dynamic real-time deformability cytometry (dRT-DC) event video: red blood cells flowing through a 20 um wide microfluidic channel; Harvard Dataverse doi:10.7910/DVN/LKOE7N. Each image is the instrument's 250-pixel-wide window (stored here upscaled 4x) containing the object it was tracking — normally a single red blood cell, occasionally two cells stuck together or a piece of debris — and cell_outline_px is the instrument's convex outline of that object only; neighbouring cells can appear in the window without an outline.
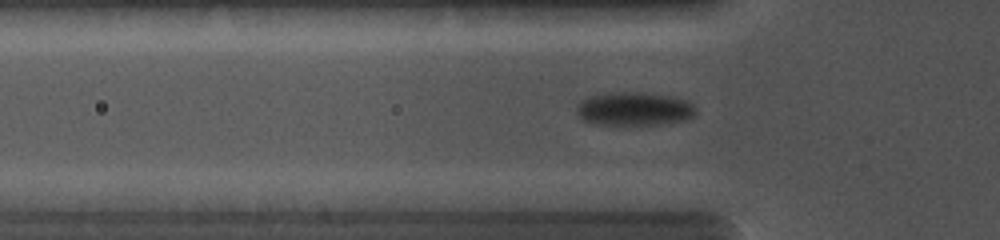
{"species": "common noctule bat (a hibernating species)", "species_latin": "Nyctalus noctula", "temperature_condition": "cold", "stored_images_in_passage": 41, "camera_frame_rate_fps": 5000, "um_per_image_px": 0.085, "animal": {"sex": "female", "body_mass_g": 19.0, "forearm_length_mm": 56.7}, "frame": {"image": 1, "passage_image": 8, "time_ms": 1.8, "image_size_px": [1000, 240], "cell_outline_px": [[696, 116], [688, 120], [660, 124], [592, 124], [580, 120], [576, 112], [576, 104], [580, 100], [592, 96], [612, 92], [636, 92], [672, 96], [688, 100], [696, 108]], "centroid_in_image_um": [53.9, 9.26], "position_along_channel_um": 71.9, "area_um2": 23.58}}
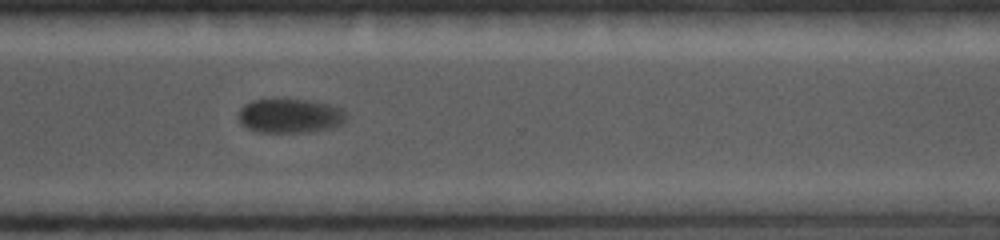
{"frame": {"image": 2, "passage_image": 33, "time_ms": 8.0, "image_size_px": [1000, 240], "cell_outline_px": [[348, 116], [344, 124], [332, 128], [308, 132], [260, 132], [248, 128], [240, 124], [240, 108], [244, 104], [252, 100], [308, 100], [328, 104], [340, 108]], "centroid_in_image_um": [24.69, 9.86], "position_along_channel_um": 345.9, "area_um2": 21.44}}
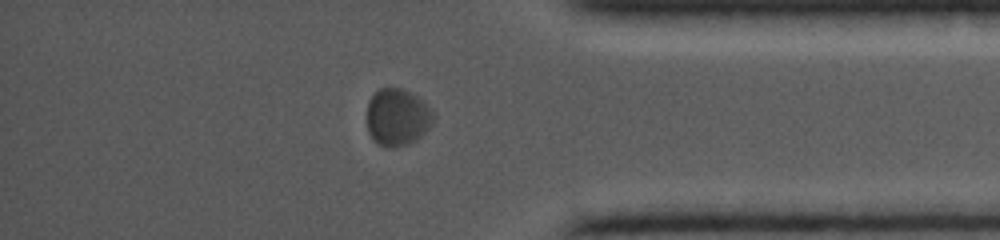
{"frame": {"image": 3, "passage_image": 38, "time_ms": 9.4, "image_size_px": [1000, 240], "cell_outline_px": [[436, 116], [432, 124], [420, 136], [408, 144], [392, 148], [388, 148], [372, 140], [368, 132], [368, 100], [380, 88], [400, 88], [416, 96]], "centroid_in_image_um": [33.75, 9.98], "position_along_channel_um": 401.4, "area_um2": 21.79}}